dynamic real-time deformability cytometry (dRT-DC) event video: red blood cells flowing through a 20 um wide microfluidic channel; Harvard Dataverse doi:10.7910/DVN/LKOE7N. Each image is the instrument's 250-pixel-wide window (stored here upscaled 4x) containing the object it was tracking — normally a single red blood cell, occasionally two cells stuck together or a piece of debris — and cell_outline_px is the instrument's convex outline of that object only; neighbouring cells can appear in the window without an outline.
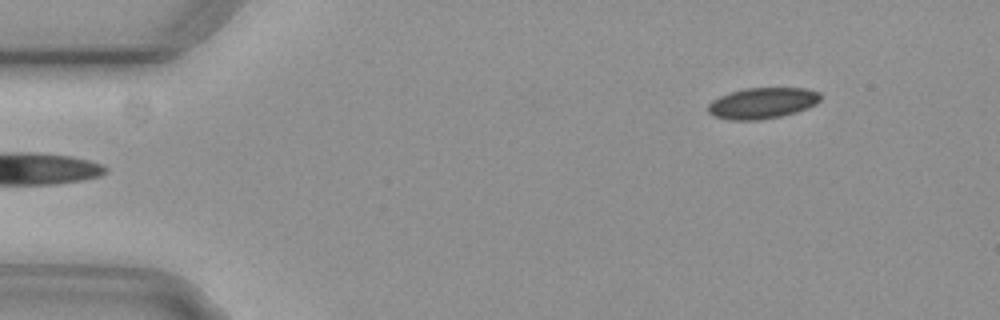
{"species": "common noctule bat (a hibernating species)", "species_latin": "Nyctalus noctula", "temperature_condition": "cold", "stored_images_in_passage": 5, "camera_frame_rate_fps": 3000, "um_per_image_px": 0.085, "animal": {"sex": "female", "body_mass_g": 29.2, "forearm_length_mm": 56.3}, "frame": {"image": 1, "passage_image": 5, "time_ms": 1.333, "image_size_px": [1000, 320], "cell_outline_px": [[820, 100], [816, 104], [796, 112], [780, 116], [760, 120], [728, 120], [712, 116], [708, 112], [708, 104], [712, 100], [728, 92], [744, 88], [808, 88], [820, 92]], "centroid_in_image_um": [64.77, 8.76], "position_along_channel_um": 20.2, "area_um2": 20.52}}